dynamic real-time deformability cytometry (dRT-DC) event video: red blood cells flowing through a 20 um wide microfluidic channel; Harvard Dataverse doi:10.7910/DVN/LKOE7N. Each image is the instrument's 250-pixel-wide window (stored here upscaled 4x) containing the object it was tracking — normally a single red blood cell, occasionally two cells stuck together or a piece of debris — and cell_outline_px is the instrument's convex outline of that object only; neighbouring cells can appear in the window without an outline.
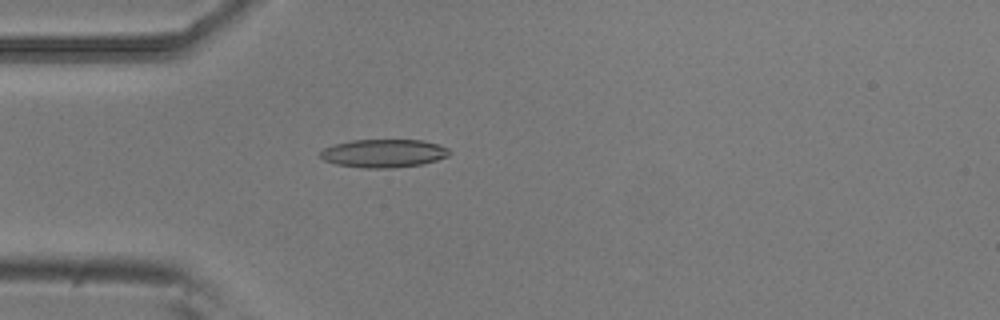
{"species": "common noctule bat (a hibernating species)", "species_latin": "Nyctalus noctula", "temperature_condition": "room temperature", "stored_images_in_passage": 53, "camera_frame_rate_fps": 3000, "um_per_image_px": 0.085, "animal": {"sex": "male", "body_mass_g": 20.5, "forearm_length_mm": 52.5}, "frame": {"image": 1, "passage_image": 15, "time_ms": 4.667, "image_size_px": [1000, 320], "cell_outline_px": [[452, 152], [448, 156], [424, 164], [392, 168], [364, 168], [336, 164], [324, 160], [320, 156], [320, 152], [324, 148], [336, 144], [352, 140], [420, 140], [436, 144], [448, 148]], "centroid_in_image_um": [32.62, 13.04], "position_along_channel_um": 52.4, "area_um2": 21.15}}
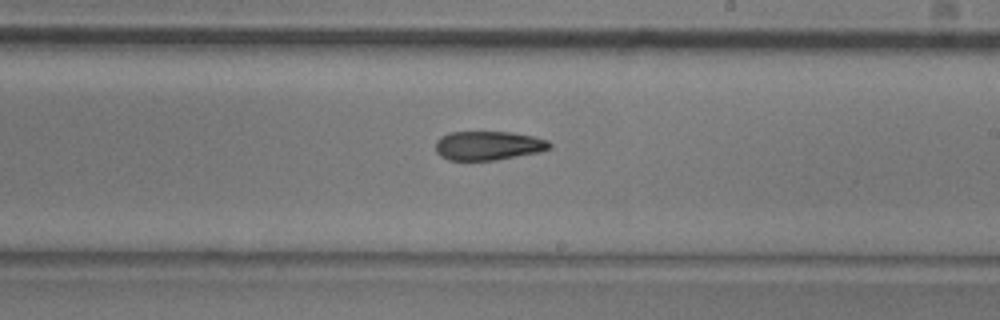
{"frame": {"image": 2, "passage_image": 31, "time_ms": 10.0, "image_size_px": [1000, 320], "cell_outline_px": [[552, 148], [540, 152], [496, 160], [448, 160], [440, 156], [436, 152], [436, 140], [440, 136], [448, 132], [512, 132], [532, 136], [548, 140], [552, 144]], "centroid_in_image_um": [41.5, 12.37], "position_along_channel_um": 247.5, "area_um2": 19.48}}
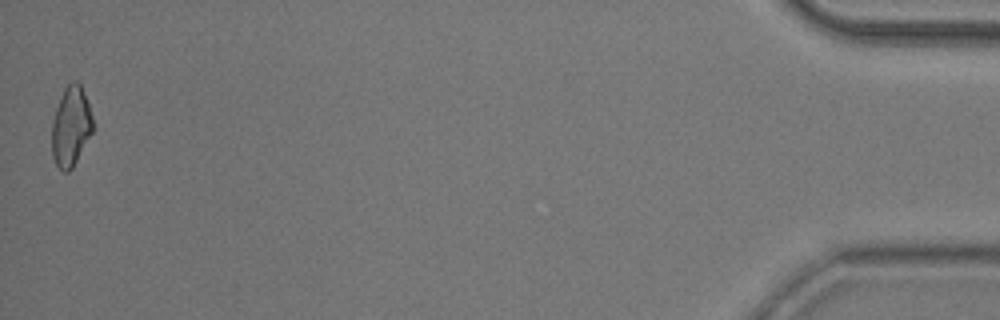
{"frame": {"image": 3, "passage_image": 53, "time_ms": 17.333, "image_size_px": [1000, 320], "cell_outline_px": [[92, 132], [72, 168], [68, 172], [64, 172], [56, 164], [52, 156], [52, 120], [60, 96], [64, 88], [72, 80], [76, 80], [80, 84], [88, 104], [92, 116]], "centroid_in_image_um": [6.0, 10.73], "position_along_channel_um": 429.2, "area_um2": 18.84}, "authors_computed_cell_mechanics": {"area_um2": 19.9988, "velocity_mm_per_s": 3.7828, "shape_relaxation_time_tau1_ms": 8.6232, "shape_relaxation_time_tau2_ms": 3.1157, "deformation_change_tau1": 0.1734, "deformation_change_tau2": 0.114}}